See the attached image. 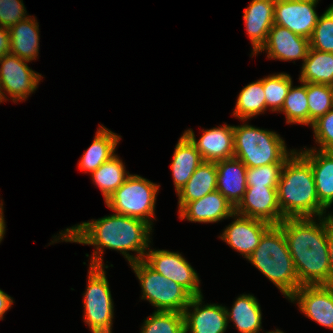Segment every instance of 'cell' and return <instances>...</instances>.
<instances>
[{"instance_id": "6da1fadb", "label": "cell", "mask_w": 333, "mask_h": 333, "mask_svg": "<svg viewBox=\"0 0 333 333\" xmlns=\"http://www.w3.org/2000/svg\"><path fill=\"white\" fill-rule=\"evenodd\" d=\"M151 230L152 226L141 219L114 213L67 228L60 233L61 238L58 236L52 243L61 239L95 246L90 266L108 267L103 264V247L120 251L132 264L144 259L151 242ZM128 251H135L137 256L130 255Z\"/></svg>"}, {"instance_id": "7a4b0ae2", "label": "cell", "mask_w": 333, "mask_h": 333, "mask_svg": "<svg viewBox=\"0 0 333 333\" xmlns=\"http://www.w3.org/2000/svg\"><path fill=\"white\" fill-rule=\"evenodd\" d=\"M285 218L282 229L301 286L330 285L331 267L328 254V215Z\"/></svg>"}, {"instance_id": "3957f363", "label": "cell", "mask_w": 333, "mask_h": 333, "mask_svg": "<svg viewBox=\"0 0 333 333\" xmlns=\"http://www.w3.org/2000/svg\"><path fill=\"white\" fill-rule=\"evenodd\" d=\"M277 200L284 218L325 216L310 163L297 151L286 161L277 184Z\"/></svg>"}, {"instance_id": "277c9868", "label": "cell", "mask_w": 333, "mask_h": 333, "mask_svg": "<svg viewBox=\"0 0 333 333\" xmlns=\"http://www.w3.org/2000/svg\"><path fill=\"white\" fill-rule=\"evenodd\" d=\"M250 261L288 299L301 287L282 229L272 225L249 256Z\"/></svg>"}, {"instance_id": "5b68a950", "label": "cell", "mask_w": 333, "mask_h": 333, "mask_svg": "<svg viewBox=\"0 0 333 333\" xmlns=\"http://www.w3.org/2000/svg\"><path fill=\"white\" fill-rule=\"evenodd\" d=\"M289 153L284 140L276 132L244 124L234 126V157L247 168L269 164H285Z\"/></svg>"}, {"instance_id": "8992f818", "label": "cell", "mask_w": 333, "mask_h": 333, "mask_svg": "<svg viewBox=\"0 0 333 333\" xmlns=\"http://www.w3.org/2000/svg\"><path fill=\"white\" fill-rule=\"evenodd\" d=\"M158 190L159 185L130 174L105 203L115 213L141 219L151 226Z\"/></svg>"}, {"instance_id": "52a82bcc", "label": "cell", "mask_w": 333, "mask_h": 333, "mask_svg": "<svg viewBox=\"0 0 333 333\" xmlns=\"http://www.w3.org/2000/svg\"><path fill=\"white\" fill-rule=\"evenodd\" d=\"M130 265L140 281L142 299H147L156 311L183 313L192 298L183 287L153 270L144 260Z\"/></svg>"}, {"instance_id": "ba28073f", "label": "cell", "mask_w": 333, "mask_h": 333, "mask_svg": "<svg viewBox=\"0 0 333 333\" xmlns=\"http://www.w3.org/2000/svg\"><path fill=\"white\" fill-rule=\"evenodd\" d=\"M104 268L90 266L84 293V322L92 333H112L114 307Z\"/></svg>"}, {"instance_id": "9c48e42d", "label": "cell", "mask_w": 333, "mask_h": 333, "mask_svg": "<svg viewBox=\"0 0 333 333\" xmlns=\"http://www.w3.org/2000/svg\"><path fill=\"white\" fill-rule=\"evenodd\" d=\"M143 260L153 270L183 287L192 297L202 295L198 274L180 253L149 249Z\"/></svg>"}, {"instance_id": "30bf717a", "label": "cell", "mask_w": 333, "mask_h": 333, "mask_svg": "<svg viewBox=\"0 0 333 333\" xmlns=\"http://www.w3.org/2000/svg\"><path fill=\"white\" fill-rule=\"evenodd\" d=\"M26 62V63H25ZM28 60L19 58L13 54L0 58V92L3 100L7 98L6 91L13 102L25 100L33 93L41 79V74L30 69Z\"/></svg>"}, {"instance_id": "8fae6325", "label": "cell", "mask_w": 333, "mask_h": 333, "mask_svg": "<svg viewBox=\"0 0 333 333\" xmlns=\"http://www.w3.org/2000/svg\"><path fill=\"white\" fill-rule=\"evenodd\" d=\"M319 0H275L274 24L310 39L319 16L315 11Z\"/></svg>"}, {"instance_id": "7c38bea8", "label": "cell", "mask_w": 333, "mask_h": 333, "mask_svg": "<svg viewBox=\"0 0 333 333\" xmlns=\"http://www.w3.org/2000/svg\"><path fill=\"white\" fill-rule=\"evenodd\" d=\"M235 214L271 225H279L285 219L278 205L277 187L247 186L242 201L235 208Z\"/></svg>"}, {"instance_id": "4fadbf2b", "label": "cell", "mask_w": 333, "mask_h": 333, "mask_svg": "<svg viewBox=\"0 0 333 333\" xmlns=\"http://www.w3.org/2000/svg\"><path fill=\"white\" fill-rule=\"evenodd\" d=\"M300 311L322 326L333 329V285L301 286L290 298Z\"/></svg>"}, {"instance_id": "5bb4252c", "label": "cell", "mask_w": 333, "mask_h": 333, "mask_svg": "<svg viewBox=\"0 0 333 333\" xmlns=\"http://www.w3.org/2000/svg\"><path fill=\"white\" fill-rule=\"evenodd\" d=\"M203 296H194L183 311L185 333H224L227 314L224 306L207 304L202 306ZM194 308L189 312V308Z\"/></svg>"}, {"instance_id": "9a60e30c", "label": "cell", "mask_w": 333, "mask_h": 333, "mask_svg": "<svg viewBox=\"0 0 333 333\" xmlns=\"http://www.w3.org/2000/svg\"><path fill=\"white\" fill-rule=\"evenodd\" d=\"M184 134L195 145L202 160L206 162H218L234 157V126H224L203 130V135L197 141L192 129Z\"/></svg>"}, {"instance_id": "2e32d148", "label": "cell", "mask_w": 333, "mask_h": 333, "mask_svg": "<svg viewBox=\"0 0 333 333\" xmlns=\"http://www.w3.org/2000/svg\"><path fill=\"white\" fill-rule=\"evenodd\" d=\"M236 216L235 221L226 227L219 238L248 259L259 245L263 234L272 225L259 219L244 217L238 214Z\"/></svg>"}, {"instance_id": "e0dca14e", "label": "cell", "mask_w": 333, "mask_h": 333, "mask_svg": "<svg viewBox=\"0 0 333 333\" xmlns=\"http://www.w3.org/2000/svg\"><path fill=\"white\" fill-rule=\"evenodd\" d=\"M309 48V39L274 24L268 33L265 44L258 52L266 50L268 58L278 60L302 59L304 61Z\"/></svg>"}, {"instance_id": "ac0fdd59", "label": "cell", "mask_w": 333, "mask_h": 333, "mask_svg": "<svg viewBox=\"0 0 333 333\" xmlns=\"http://www.w3.org/2000/svg\"><path fill=\"white\" fill-rule=\"evenodd\" d=\"M178 212L181 220L186 218L188 221L200 223H214L236 217L235 208L218 190L186 203Z\"/></svg>"}, {"instance_id": "d6986e66", "label": "cell", "mask_w": 333, "mask_h": 333, "mask_svg": "<svg viewBox=\"0 0 333 333\" xmlns=\"http://www.w3.org/2000/svg\"><path fill=\"white\" fill-rule=\"evenodd\" d=\"M244 10L246 31L253 46V55L265 44L268 33L274 25L275 0H252Z\"/></svg>"}, {"instance_id": "ffe728a7", "label": "cell", "mask_w": 333, "mask_h": 333, "mask_svg": "<svg viewBox=\"0 0 333 333\" xmlns=\"http://www.w3.org/2000/svg\"><path fill=\"white\" fill-rule=\"evenodd\" d=\"M215 164L217 190L236 208L247 189V167L235 157L215 162Z\"/></svg>"}, {"instance_id": "44dd1931", "label": "cell", "mask_w": 333, "mask_h": 333, "mask_svg": "<svg viewBox=\"0 0 333 333\" xmlns=\"http://www.w3.org/2000/svg\"><path fill=\"white\" fill-rule=\"evenodd\" d=\"M299 153L310 163L318 200L328 209L333 203V151L312 148Z\"/></svg>"}, {"instance_id": "7402d4cb", "label": "cell", "mask_w": 333, "mask_h": 333, "mask_svg": "<svg viewBox=\"0 0 333 333\" xmlns=\"http://www.w3.org/2000/svg\"><path fill=\"white\" fill-rule=\"evenodd\" d=\"M203 162L195 145L183 133L175 146L173 161L170 166L177 193L181 191L197 167Z\"/></svg>"}, {"instance_id": "603a6c76", "label": "cell", "mask_w": 333, "mask_h": 333, "mask_svg": "<svg viewBox=\"0 0 333 333\" xmlns=\"http://www.w3.org/2000/svg\"><path fill=\"white\" fill-rule=\"evenodd\" d=\"M35 18L28 16L25 20L9 28L10 54L32 61L39 51V25Z\"/></svg>"}, {"instance_id": "cb8c5ba5", "label": "cell", "mask_w": 333, "mask_h": 333, "mask_svg": "<svg viewBox=\"0 0 333 333\" xmlns=\"http://www.w3.org/2000/svg\"><path fill=\"white\" fill-rule=\"evenodd\" d=\"M94 137L92 144L78 163L81 170L91 174L115 155L116 146L121 138L102 125L99 126Z\"/></svg>"}, {"instance_id": "d4e9b609", "label": "cell", "mask_w": 333, "mask_h": 333, "mask_svg": "<svg viewBox=\"0 0 333 333\" xmlns=\"http://www.w3.org/2000/svg\"><path fill=\"white\" fill-rule=\"evenodd\" d=\"M217 190V169L215 162L200 164L185 186L177 193L179 210L188 202L201 199Z\"/></svg>"}, {"instance_id": "484cf974", "label": "cell", "mask_w": 333, "mask_h": 333, "mask_svg": "<svg viewBox=\"0 0 333 333\" xmlns=\"http://www.w3.org/2000/svg\"><path fill=\"white\" fill-rule=\"evenodd\" d=\"M227 321L229 319L241 333H259L261 330L262 313L257 299L250 294L239 296L229 311L226 308Z\"/></svg>"}, {"instance_id": "4316f807", "label": "cell", "mask_w": 333, "mask_h": 333, "mask_svg": "<svg viewBox=\"0 0 333 333\" xmlns=\"http://www.w3.org/2000/svg\"><path fill=\"white\" fill-rule=\"evenodd\" d=\"M300 82L333 86V53L309 48L303 61Z\"/></svg>"}, {"instance_id": "83f0119b", "label": "cell", "mask_w": 333, "mask_h": 333, "mask_svg": "<svg viewBox=\"0 0 333 333\" xmlns=\"http://www.w3.org/2000/svg\"><path fill=\"white\" fill-rule=\"evenodd\" d=\"M129 175L122 160L115 154L92 173V179L101 190L106 202Z\"/></svg>"}, {"instance_id": "f1b7e54d", "label": "cell", "mask_w": 333, "mask_h": 333, "mask_svg": "<svg viewBox=\"0 0 333 333\" xmlns=\"http://www.w3.org/2000/svg\"><path fill=\"white\" fill-rule=\"evenodd\" d=\"M265 91L262 79L245 86L237 98L234 116L242 120L250 119L266 111Z\"/></svg>"}, {"instance_id": "f546056e", "label": "cell", "mask_w": 333, "mask_h": 333, "mask_svg": "<svg viewBox=\"0 0 333 333\" xmlns=\"http://www.w3.org/2000/svg\"><path fill=\"white\" fill-rule=\"evenodd\" d=\"M301 86L291 85L289 92L284 100L281 112L286 115V122L302 125H309V108L306 94V83Z\"/></svg>"}, {"instance_id": "4dcf8cb0", "label": "cell", "mask_w": 333, "mask_h": 333, "mask_svg": "<svg viewBox=\"0 0 333 333\" xmlns=\"http://www.w3.org/2000/svg\"><path fill=\"white\" fill-rule=\"evenodd\" d=\"M306 94L309 108V125L329 110L333 109V86L306 83Z\"/></svg>"}, {"instance_id": "1f68e13d", "label": "cell", "mask_w": 333, "mask_h": 333, "mask_svg": "<svg viewBox=\"0 0 333 333\" xmlns=\"http://www.w3.org/2000/svg\"><path fill=\"white\" fill-rule=\"evenodd\" d=\"M262 82L266 107H270L273 112H280L292 85V78L288 74L279 73L263 78Z\"/></svg>"}, {"instance_id": "d6a6232c", "label": "cell", "mask_w": 333, "mask_h": 333, "mask_svg": "<svg viewBox=\"0 0 333 333\" xmlns=\"http://www.w3.org/2000/svg\"><path fill=\"white\" fill-rule=\"evenodd\" d=\"M141 333H185L183 313L155 311L145 320Z\"/></svg>"}, {"instance_id": "836d02e7", "label": "cell", "mask_w": 333, "mask_h": 333, "mask_svg": "<svg viewBox=\"0 0 333 333\" xmlns=\"http://www.w3.org/2000/svg\"><path fill=\"white\" fill-rule=\"evenodd\" d=\"M309 44L311 49L333 53V4L318 18Z\"/></svg>"}, {"instance_id": "e575fe53", "label": "cell", "mask_w": 333, "mask_h": 333, "mask_svg": "<svg viewBox=\"0 0 333 333\" xmlns=\"http://www.w3.org/2000/svg\"><path fill=\"white\" fill-rule=\"evenodd\" d=\"M284 164L247 168V186L277 187Z\"/></svg>"}, {"instance_id": "d590c367", "label": "cell", "mask_w": 333, "mask_h": 333, "mask_svg": "<svg viewBox=\"0 0 333 333\" xmlns=\"http://www.w3.org/2000/svg\"><path fill=\"white\" fill-rule=\"evenodd\" d=\"M311 126L320 145L319 150L333 151V109L317 118Z\"/></svg>"}, {"instance_id": "8d00e7d4", "label": "cell", "mask_w": 333, "mask_h": 333, "mask_svg": "<svg viewBox=\"0 0 333 333\" xmlns=\"http://www.w3.org/2000/svg\"><path fill=\"white\" fill-rule=\"evenodd\" d=\"M26 12L22 0H0V26L10 28L25 20Z\"/></svg>"}, {"instance_id": "74e56055", "label": "cell", "mask_w": 333, "mask_h": 333, "mask_svg": "<svg viewBox=\"0 0 333 333\" xmlns=\"http://www.w3.org/2000/svg\"><path fill=\"white\" fill-rule=\"evenodd\" d=\"M10 41L9 28L0 26V58L10 54Z\"/></svg>"}, {"instance_id": "f35d334b", "label": "cell", "mask_w": 333, "mask_h": 333, "mask_svg": "<svg viewBox=\"0 0 333 333\" xmlns=\"http://www.w3.org/2000/svg\"><path fill=\"white\" fill-rule=\"evenodd\" d=\"M328 254H329V263L331 267V285H333V218L331 214H328Z\"/></svg>"}, {"instance_id": "ab89813d", "label": "cell", "mask_w": 333, "mask_h": 333, "mask_svg": "<svg viewBox=\"0 0 333 333\" xmlns=\"http://www.w3.org/2000/svg\"><path fill=\"white\" fill-rule=\"evenodd\" d=\"M12 304L13 299L0 289V320L3 319V315L11 307Z\"/></svg>"}, {"instance_id": "60d3db41", "label": "cell", "mask_w": 333, "mask_h": 333, "mask_svg": "<svg viewBox=\"0 0 333 333\" xmlns=\"http://www.w3.org/2000/svg\"><path fill=\"white\" fill-rule=\"evenodd\" d=\"M3 204L0 206V242L3 240L4 234H5V220H4V216H3Z\"/></svg>"}, {"instance_id": "b9f144b4", "label": "cell", "mask_w": 333, "mask_h": 333, "mask_svg": "<svg viewBox=\"0 0 333 333\" xmlns=\"http://www.w3.org/2000/svg\"><path fill=\"white\" fill-rule=\"evenodd\" d=\"M267 333H284V332L277 329L276 331H272V332L270 331V332H267Z\"/></svg>"}, {"instance_id": "7bdbcfd3", "label": "cell", "mask_w": 333, "mask_h": 333, "mask_svg": "<svg viewBox=\"0 0 333 333\" xmlns=\"http://www.w3.org/2000/svg\"><path fill=\"white\" fill-rule=\"evenodd\" d=\"M3 101V98H2V95H1V92H0V103Z\"/></svg>"}]
</instances>
